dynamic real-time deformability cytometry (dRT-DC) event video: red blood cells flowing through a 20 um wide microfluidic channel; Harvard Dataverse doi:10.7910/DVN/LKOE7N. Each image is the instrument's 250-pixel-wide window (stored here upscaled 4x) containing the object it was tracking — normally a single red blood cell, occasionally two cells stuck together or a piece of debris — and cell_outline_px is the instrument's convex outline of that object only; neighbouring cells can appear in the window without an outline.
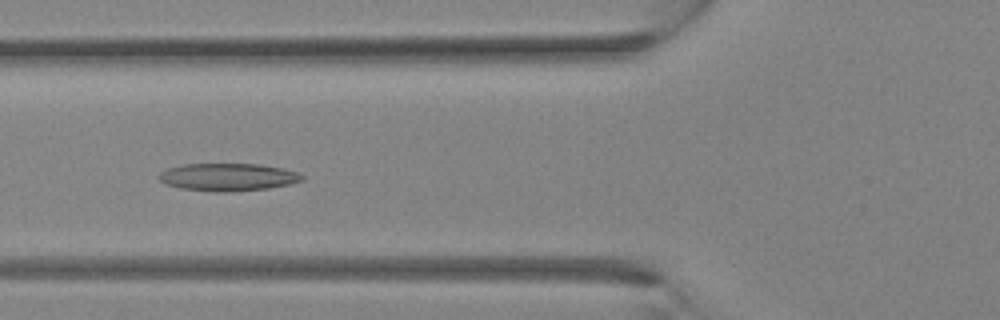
{"species": "Egyptian fruit bat (a non-hibernating species)", "species_latin": "Rousettus aegyptiacus", "temperature_condition": "room temperature", "stored_images_in_passage": 33, "camera_frame_rate_fps": 3000, "um_per_image_px": 0.085, "animal": {"sex": "female"}, "frame": {"image": 1, "passage_image": 13, "time_ms": 4.0, "image_size_px": [1000, 320], "cell_outline_px": [[304, 180], [292, 184], [268, 188], [232, 192], [216, 192], [180, 188], [168, 184], [160, 180], [160, 172], [168, 168], [184, 164], [260, 164], [284, 168], [300, 172], [304, 176]], "centroid_in_image_um": [19.46, 15.05], "position_along_channel_um": 106.3, "area_um2": 23.18}}
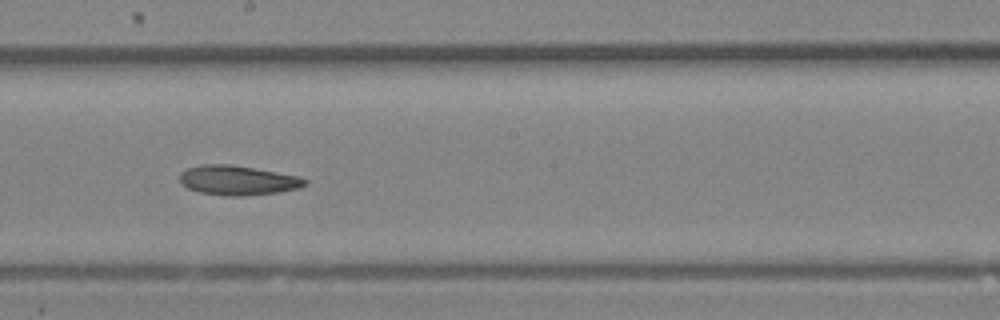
{"frame": {"image": 2, "passage_image": 19, "time_ms": 6.0, "image_size_px": [1000, 320], "cell_outline_px": [[308, 184], [300, 188], [280, 192], [240, 196], [228, 196], [200, 192], [188, 188], [180, 184], [180, 172], [188, 168], [200, 164], [232, 164], [300, 176], [308, 180]], "centroid_in_image_um": [20.23, 15.32], "position_along_channel_um": 228.0, "area_um2": 21.79}}
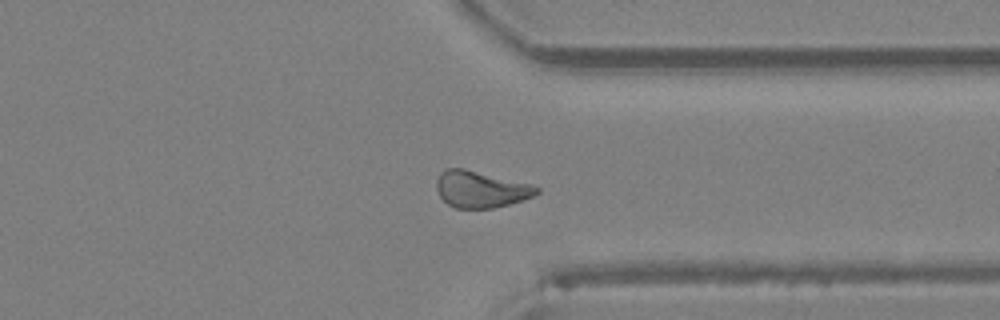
{"frame": {"image": 3, "passage_image": 26, "time_ms": 8.333, "image_size_px": [1000, 320], "cell_outline_px": [[540, 192], [532, 196], [508, 204], [492, 208], [456, 208], [448, 204], [440, 196], [436, 188], [436, 180], [440, 172], [444, 168], [464, 168], [532, 184], [540, 188]], "centroid_in_image_um": [40.84, 16.07], "position_along_channel_um": 370.6, "area_um2": 21.33}}